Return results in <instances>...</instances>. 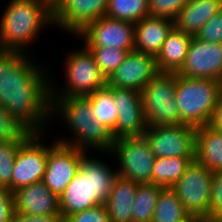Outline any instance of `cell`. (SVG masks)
<instances>
[{
  "instance_id": "obj_1",
  "label": "cell",
  "mask_w": 222,
  "mask_h": 222,
  "mask_svg": "<svg viewBox=\"0 0 222 222\" xmlns=\"http://www.w3.org/2000/svg\"><path fill=\"white\" fill-rule=\"evenodd\" d=\"M27 55L0 49V106L31 133H45L52 118L51 80Z\"/></svg>"
},
{
  "instance_id": "obj_2",
  "label": "cell",
  "mask_w": 222,
  "mask_h": 222,
  "mask_svg": "<svg viewBox=\"0 0 222 222\" xmlns=\"http://www.w3.org/2000/svg\"><path fill=\"white\" fill-rule=\"evenodd\" d=\"M86 154L82 156L77 174L59 197L63 221L74 213L105 204L118 178V171L111 169L106 162Z\"/></svg>"
},
{
  "instance_id": "obj_3",
  "label": "cell",
  "mask_w": 222,
  "mask_h": 222,
  "mask_svg": "<svg viewBox=\"0 0 222 222\" xmlns=\"http://www.w3.org/2000/svg\"><path fill=\"white\" fill-rule=\"evenodd\" d=\"M52 117L57 115L72 131L73 139L56 140L86 151L110 152L114 143L112 133L100 122L92 118L93 110L90 100L86 96L51 97ZM58 114H57V113ZM55 114V115H54ZM94 148V149H93ZM96 149V150H95Z\"/></svg>"
},
{
  "instance_id": "obj_4",
  "label": "cell",
  "mask_w": 222,
  "mask_h": 222,
  "mask_svg": "<svg viewBox=\"0 0 222 222\" xmlns=\"http://www.w3.org/2000/svg\"><path fill=\"white\" fill-rule=\"evenodd\" d=\"M0 20V49L25 54L44 27L54 25L53 9L44 0H10ZM48 24V25H47Z\"/></svg>"
},
{
  "instance_id": "obj_5",
  "label": "cell",
  "mask_w": 222,
  "mask_h": 222,
  "mask_svg": "<svg viewBox=\"0 0 222 222\" xmlns=\"http://www.w3.org/2000/svg\"><path fill=\"white\" fill-rule=\"evenodd\" d=\"M222 92V82L216 79L186 78L177 74L175 99L180 112V124L195 128L207 125Z\"/></svg>"
},
{
  "instance_id": "obj_6",
  "label": "cell",
  "mask_w": 222,
  "mask_h": 222,
  "mask_svg": "<svg viewBox=\"0 0 222 222\" xmlns=\"http://www.w3.org/2000/svg\"><path fill=\"white\" fill-rule=\"evenodd\" d=\"M176 86V73L159 72L141 90L147 127L180 124V112L175 99Z\"/></svg>"
},
{
  "instance_id": "obj_7",
  "label": "cell",
  "mask_w": 222,
  "mask_h": 222,
  "mask_svg": "<svg viewBox=\"0 0 222 222\" xmlns=\"http://www.w3.org/2000/svg\"><path fill=\"white\" fill-rule=\"evenodd\" d=\"M67 56L64 64L67 85L57 91L51 82V97L87 96L107 85V79L89 49H76Z\"/></svg>"
},
{
  "instance_id": "obj_8",
  "label": "cell",
  "mask_w": 222,
  "mask_h": 222,
  "mask_svg": "<svg viewBox=\"0 0 222 222\" xmlns=\"http://www.w3.org/2000/svg\"><path fill=\"white\" fill-rule=\"evenodd\" d=\"M109 153L115 155L119 161L118 177L139 184H152V170L156 157L143 135L114 140L112 149L107 154Z\"/></svg>"
},
{
  "instance_id": "obj_9",
  "label": "cell",
  "mask_w": 222,
  "mask_h": 222,
  "mask_svg": "<svg viewBox=\"0 0 222 222\" xmlns=\"http://www.w3.org/2000/svg\"><path fill=\"white\" fill-rule=\"evenodd\" d=\"M212 173L194 160L187 167L182 177L171 187L188 214L208 219Z\"/></svg>"
},
{
  "instance_id": "obj_10",
  "label": "cell",
  "mask_w": 222,
  "mask_h": 222,
  "mask_svg": "<svg viewBox=\"0 0 222 222\" xmlns=\"http://www.w3.org/2000/svg\"><path fill=\"white\" fill-rule=\"evenodd\" d=\"M195 131L187 124L148 126L143 136L156 158H195Z\"/></svg>"
},
{
  "instance_id": "obj_11",
  "label": "cell",
  "mask_w": 222,
  "mask_h": 222,
  "mask_svg": "<svg viewBox=\"0 0 222 222\" xmlns=\"http://www.w3.org/2000/svg\"><path fill=\"white\" fill-rule=\"evenodd\" d=\"M43 133H32L20 146L16 154L12 176V192L20 187L43 181L49 145L42 141Z\"/></svg>"
},
{
  "instance_id": "obj_12",
  "label": "cell",
  "mask_w": 222,
  "mask_h": 222,
  "mask_svg": "<svg viewBox=\"0 0 222 222\" xmlns=\"http://www.w3.org/2000/svg\"><path fill=\"white\" fill-rule=\"evenodd\" d=\"M134 33L135 23L104 16L87 24L76 36L83 39L85 47L134 51Z\"/></svg>"
},
{
  "instance_id": "obj_13",
  "label": "cell",
  "mask_w": 222,
  "mask_h": 222,
  "mask_svg": "<svg viewBox=\"0 0 222 222\" xmlns=\"http://www.w3.org/2000/svg\"><path fill=\"white\" fill-rule=\"evenodd\" d=\"M85 153L89 152L57 141L49 146L43 182L58 197L77 174Z\"/></svg>"
},
{
  "instance_id": "obj_14",
  "label": "cell",
  "mask_w": 222,
  "mask_h": 222,
  "mask_svg": "<svg viewBox=\"0 0 222 222\" xmlns=\"http://www.w3.org/2000/svg\"><path fill=\"white\" fill-rule=\"evenodd\" d=\"M176 74L222 82V44L206 42L193 36L184 65Z\"/></svg>"
},
{
  "instance_id": "obj_15",
  "label": "cell",
  "mask_w": 222,
  "mask_h": 222,
  "mask_svg": "<svg viewBox=\"0 0 222 222\" xmlns=\"http://www.w3.org/2000/svg\"><path fill=\"white\" fill-rule=\"evenodd\" d=\"M117 106L116 128L111 132L114 140L142 136L147 128L143 112L141 92L109 86Z\"/></svg>"
},
{
  "instance_id": "obj_16",
  "label": "cell",
  "mask_w": 222,
  "mask_h": 222,
  "mask_svg": "<svg viewBox=\"0 0 222 222\" xmlns=\"http://www.w3.org/2000/svg\"><path fill=\"white\" fill-rule=\"evenodd\" d=\"M109 0H61L53 8L54 25L73 35L104 17Z\"/></svg>"
},
{
  "instance_id": "obj_17",
  "label": "cell",
  "mask_w": 222,
  "mask_h": 222,
  "mask_svg": "<svg viewBox=\"0 0 222 222\" xmlns=\"http://www.w3.org/2000/svg\"><path fill=\"white\" fill-rule=\"evenodd\" d=\"M158 73L155 57L134 50L107 79V85L141 92Z\"/></svg>"
},
{
  "instance_id": "obj_18",
  "label": "cell",
  "mask_w": 222,
  "mask_h": 222,
  "mask_svg": "<svg viewBox=\"0 0 222 222\" xmlns=\"http://www.w3.org/2000/svg\"><path fill=\"white\" fill-rule=\"evenodd\" d=\"M13 193L14 210L28 215H61L59 197L43 181L23 186Z\"/></svg>"
},
{
  "instance_id": "obj_19",
  "label": "cell",
  "mask_w": 222,
  "mask_h": 222,
  "mask_svg": "<svg viewBox=\"0 0 222 222\" xmlns=\"http://www.w3.org/2000/svg\"><path fill=\"white\" fill-rule=\"evenodd\" d=\"M174 21L165 17L148 16L135 23L134 50L156 58Z\"/></svg>"
},
{
  "instance_id": "obj_20",
  "label": "cell",
  "mask_w": 222,
  "mask_h": 222,
  "mask_svg": "<svg viewBox=\"0 0 222 222\" xmlns=\"http://www.w3.org/2000/svg\"><path fill=\"white\" fill-rule=\"evenodd\" d=\"M222 9V0H189L174 21L179 31L196 36L201 27Z\"/></svg>"
},
{
  "instance_id": "obj_21",
  "label": "cell",
  "mask_w": 222,
  "mask_h": 222,
  "mask_svg": "<svg viewBox=\"0 0 222 222\" xmlns=\"http://www.w3.org/2000/svg\"><path fill=\"white\" fill-rule=\"evenodd\" d=\"M192 38L173 27L155 58L158 72L177 73L184 65Z\"/></svg>"
},
{
  "instance_id": "obj_22",
  "label": "cell",
  "mask_w": 222,
  "mask_h": 222,
  "mask_svg": "<svg viewBox=\"0 0 222 222\" xmlns=\"http://www.w3.org/2000/svg\"><path fill=\"white\" fill-rule=\"evenodd\" d=\"M195 160L211 172L222 171V132L208 124L196 128Z\"/></svg>"
},
{
  "instance_id": "obj_23",
  "label": "cell",
  "mask_w": 222,
  "mask_h": 222,
  "mask_svg": "<svg viewBox=\"0 0 222 222\" xmlns=\"http://www.w3.org/2000/svg\"><path fill=\"white\" fill-rule=\"evenodd\" d=\"M137 182L118 177L105 202L110 222H132Z\"/></svg>"
},
{
  "instance_id": "obj_24",
  "label": "cell",
  "mask_w": 222,
  "mask_h": 222,
  "mask_svg": "<svg viewBox=\"0 0 222 222\" xmlns=\"http://www.w3.org/2000/svg\"><path fill=\"white\" fill-rule=\"evenodd\" d=\"M195 158H156L152 170V184L171 188L185 173Z\"/></svg>"
},
{
  "instance_id": "obj_25",
  "label": "cell",
  "mask_w": 222,
  "mask_h": 222,
  "mask_svg": "<svg viewBox=\"0 0 222 222\" xmlns=\"http://www.w3.org/2000/svg\"><path fill=\"white\" fill-rule=\"evenodd\" d=\"M93 110L92 118L103 124L110 132L116 128L117 106L114 103L112 89L106 85L86 96Z\"/></svg>"
},
{
  "instance_id": "obj_26",
  "label": "cell",
  "mask_w": 222,
  "mask_h": 222,
  "mask_svg": "<svg viewBox=\"0 0 222 222\" xmlns=\"http://www.w3.org/2000/svg\"><path fill=\"white\" fill-rule=\"evenodd\" d=\"M163 187L151 183L138 184L133 201L132 222H151Z\"/></svg>"
},
{
  "instance_id": "obj_27",
  "label": "cell",
  "mask_w": 222,
  "mask_h": 222,
  "mask_svg": "<svg viewBox=\"0 0 222 222\" xmlns=\"http://www.w3.org/2000/svg\"><path fill=\"white\" fill-rule=\"evenodd\" d=\"M183 204L172 188H162L151 222H178L187 216Z\"/></svg>"
},
{
  "instance_id": "obj_28",
  "label": "cell",
  "mask_w": 222,
  "mask_h": 222,
  "mask_svg": "<svg viewBox=\"0 0 222 222\" xmlns=\"http://www.w3.org/2000/svg\"><path fill=\"white\" fill-rule=\"evenodd\" d=\"M105 16L136 23L150 16L149 0H109Z\"/></svg>"
},
{
  "instance_id": "obj_29",
  "label": "cell",
  "mask_w": 222,
  "mask_h": 222,
  "mask_svg": "<svg viewBox=\"0 0 222 222\" xmlns=\"http://www.w3.org/2000/svg\"><path fill=\"white\" fill-rule=\"evenodd\" d=\"M93 54L100 71L108 79L125 60L128 52L119 48L86 47Z\"/></svg>"
},
{
  "instance_id": "obj_30",
  "label": "cell",
  "mask_w": 222,
  "mask_h": 222,
  "mask_svg": "<svg viewBox=\"0 0 222 222\" xmlns=\"http://www.w3.org/2000/svg\"><path fill=\"white\" fill-rule=\"evenodd\" d=\"M24 141L0 142V188L12 192V176L16 154Z\"/></svg>"
},
{
  "instance_id": "obj_31",
  "label": "cell",
  "mask_w": 222,
  "mask_h": 222,
  "mask_svg": "<svg viewBox=\"0 0 222 222\" xmlns=\"http://www.w3.org/2000/svg\"><path fill=\"white\" fill-rule=\"evenodd\" d=\"M32 133L0 106V142L25 141Z\"/></svg>"
},
{
  "instance_id": "obj_32",
  "label": "cell",
  "mask_w": 222,
  "mask_h": 222,
  "mask_svg": "<svg viewBox=\"0 0 222 222\" xmlns=\"http://www.w3.org/2000/svg\"><path fill=\"white\" fill-rule=\"evenodd\" d=\"M189 0H149V14L174 20Z\"/></svg>"
},
{
  "instance_id": "obj_33",
  "label": "cell",
  "mask_w": 222,
  "mask_h": 222,
  "mask_svg": "<svg viewBox=\"0 0 222 222\" xmlns=\"http://www.w3.org/2000/svg\"><path fill=\"white\" fill-rule=\"evenodd\" d=\"M208 220L210 222H222V171L212 173Z\"/></svg>"
},
{
  "instance_id": "obj_34",
  "label": "cell",
  "mask_w": 222,
  "mask_h": 222,
  "mask_svg": "<svg viewBox=\"0 0 222 222\" xmlns=\"http://www.w3.org/2000/svg\"><path fill=\"white\" fill-rule=\"evenodd\" d=\"M196 37L206 42L222 44V9L201 27Z\"/></svg>"
},
{
  "instance_id": "obj_35",
  "label": "cell",
  "mask_w": 222,
  "mask_h": 222,
  "mask_svg": "<svg viewBox=\"0 0 222 222\" xmlns=\"http://www.w3.org/2000/svg\"><path fill=\"white\" fill-rule=\"evenodd\" d=\"M63 222H110L105 204H99L68 216Z\"/></svg>"
},
{
  "instance_id": "obj_36",
  "label": "cell",
  "mask_w": 222,
  "mask_h": 222,
  "mask_svg": "<svg viewBox=\"0 0 222 222\" xmlns=\"http://www.w3.org/2000/svg\"><path fill=\"white\" fill-rule=\"evenodd\" d=\"M13 212V193L6 188H0V222H10Z\"/></svg>"
},
{
  "instance_id": "obj_37",
  "label": "cell",
  "mask_w": 222,
  "mask_h": 222,
  "mask_svg": "<svg viewBox=\"0 0 222 222\" xmlns=\"http://www.w3.org/2000/svg\"><path fill=\"white\" fill-rule=\"evenodd\" d=\"M10 222H63L61 215H28L14 210Z\"/></svg>"
},
{
  "instance_id": "obj_38",
  "label": "cell",
  "mask_w": 222,
  "mask_h": 222,
  "mask_svg": "<svg viewBox=\"0 0 222 222\" xmlns=\"http://www.w3.org/2000/svg\"><path fill=\"white\" fill-rule=\"evenodd\" d=\"M208 125L214 130L222 132V92L218 97V101L216 102L215 109Z\"/></svg>"
},
{
  "instance_id": "obj_39",
  "label": "cell",
  "mask_w": 222,
  "mask_h": 222,
  "mask_svg": "<svg viewBox=\"0 0 222 222\" xmlns=\"http://www.w3.org/2000/svg\"><path fill=\"white\" fill-rule=\"evenodd\" d=\"M178 222H210L207 218L201 217L194 214H188L183 219L179 220Z\"/></svg>"
},
{
  "instance_id": "obj_40",
  "label": "cell",
  "mask_w": 222,
  "mask_h": 222,
  "mask_svg": "<svg viewBox=\"0 0 222 222\" xmlns=\"http://www.w3.org/2000/svg\"><path fill=\"white\" fill-rule=\"evenodd\" d=\"M52 9L61 1V0H44Z\"/></svg>"
}]
</instances>
